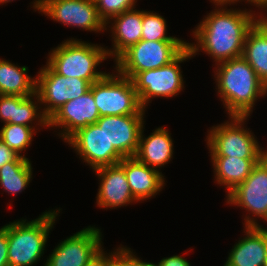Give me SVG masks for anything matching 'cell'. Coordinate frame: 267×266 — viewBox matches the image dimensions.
<instances>
[{"label":"cell","instance_id":"obj_1","mask_svg":"<svg viewBox=\"0 0 267 266\" xmlns=\"http://www.w3.org/2000/svg\"><path fill=\"white\" fill-rule=\"evenodd\" d=\"M216 9L207 13L192 30L196 43H187L192 56L205 52L214 64L242 56L248 31L265 14L252 10L231 8L235 3H213ZM229 4L230 9H227ZM218 6V7H217ZM224 7V8H223ZM253 12V13H252ZM257 15V16H256Z\"/></svg>","mask_w":267,"mask_h":266},{"label":"cell","instance_id":"obj_2","mask_svg":"<svg viewBox=\"0 0 267 266\" xmlns=\"http://www.w3.org/2000/svg\"><path fill=\"white\" fill-rule=\"evenodd\" d=\"M217 66V67H216ZM215 66L216 92L230 116L249 117L260 97L267 96V87L242 57Z\"/></svg>","mask_w":267,"mask_h":266},{"label":"cell","instance_id":"obj_3","mask_svg":"<svg viewBox=\"0 0 267 266\" xmlns=\"http://www.w3.org/2000/svg\"><path fill=\"white\" fill-rule=\"evenodd\" d=\"M61 209L49 210L38 218L20 219L8 224L9 266H33L44 254L48 235Z\"/></svg>","mask_w":267,"mask_h":266},{"label":"cell","instance_id":"obj_4","mask_svg":"<svg viewBox=\"0 0 267 266\" xmlns=\"http://www.w3.org/2000/svg\"><path fill=\"white\" fill-rule=\"evenodd\" d=\"M107 47L71 38L64 40L49 52L47 64L58 74L77 77L91 84L101 80L107 73L98 70L107 60Z\"/></svg>","mask_w":267,"mask_h":266},{"label":"cell","instance_id":"obj_5","mask_svg":"<svg viewBox=\"0 0 267 266\" xmlns=\"http://www.w3.org/2000/svg\"><path fill=\"white\" fill-rule=\"evenodd\" d=\"M247 119L248 117L230 116L228 121L212 126L207 131L205 140L210 156L261 159L267 154V150L259 145L254 133L244 127Z\"/></svg>","mask_w":267,"mask_h":266},{"label":"cell","instance_id":"obj_6","mask_svg":"<svg viewBox=\"0 0 267 266\" xmlns=\"http://www.w3.org/2000/svg\"><path fill=\"white\" fill-rule=\"evenodd\" d=\"M186 41L140 40L116 61L115 71L132 79L138 72L160 68L175 60L186 48Z\"/></svg>","mask_w":267,"mask_h":266},{"label":"cell","instance_id":"obj_7","mask_svg":"<svg viewBox=\"0 0 267 266\" xmlns=\"http://www.w3.org/2000/svg\"><path fill=\"white\" fill-rule=\"evenodd\" d=\"M191 58H193L192 53L187 47L171 63L160 68L138 72L131 79L143 109H147L153 98H172L183 91L185 81L180 64Z\"/></svg>","mask_w":267,"mask_h":266},{"label":"cell","instance_id":"obj_8","mask_svg":"<svg viewBox=\"0 0 267 266\" xmlns=\"http://www.w3.org/2000/svg\"><path fill=\"white\" fill-rule=\"evenodd\" d=\"M114 72L116 74L108 72L101 80L92 83V94L100 117L146 114L132 80Z\"/></svg>","mask_w":267,"mask_h":266},{"label":"cell","instance_id":"obj_9","mask_svg":"<svg viewBox=\"0 0 267 266\" xmlns=\"http://www.w3.org/2000/svg\"><path fill=\"white\" fill-rule=\"evenodd\" d=\"M226 203L249 213L244 218L245 226H263L259 218L267 222V154L254 165L245 181L226 196Z\"/></svg>","mask_w":267,"mask_h":266},{"label":"cell","instance_id":"obj_10","mask_svg":"<svg viewBox=\"0 0 267 266\" xmlns=\"http://www.w3.org/2000/svg\"><path fill=\"white\" fill-rule=\"evenodd\" d=\"M37 73L36 94L48 119L67 101L84 95L91 87L89 81L56 73L47 63Z\"/></svg>","mask_w":267,"mask_h":266},{"label":"cell","instance_id":"obj_11","mask_svg":"<svg viewBox=\"0 0 267 266\" xmlns=\"http://www.w3.org/2000/svg\"><path fill=\"white\" fill-rule=\"evenodd\" d=\"M32 4L34 11L66 26L95 33L107 31L98 15L95 0H34Z\"/></svg>","mask_w":267,"mask_h":266},{"label":"cell","instance_id":"obj_12","mask_svg":"<svg viewBox=\"0 0 267 266\" xmlns=\"http://www.w3.org/2000/svg\"><path fill=\"white\" fill-rule=\"evenodd\" d=\"M93 170L118 164L124 157L109 143L103 130L94 123L80 128L66 141Z\"/></svg>","mask_w":267,"mask_h":266},{"label":"cell","instance_id":"obj_13","mask_svg":"<svg viewBox=\"0 0 267 266\" xmlns=\"http://www.w3.org/2000/svg\"><path fill=\"white\" fill-rule=\"evenodd\" d=\"M102 245L101 230L88 226L61 241L43 266H85Z\"/></svg>","mask_w":267,"mask_h":266},{"label":"cell","instance_id":"obj_14","mask_svg":"<svg viewBox=\"0 0 267 266\" xmlns=\"http://www.w3.org/2000/svg\"><path fill=\"white\" fill-rule=\"evenodd\" d=\"M100 118V113L92 94V84L90 90L84 95L71 101H67L50 118L49 128L57 127L60 130L58 136L63 138L64 142L77 130L94 124Z\"/></svg>","mask_w":267,"mask_h":266},{"label":"cell","instance_id":"obj_15","mask_svg":"<svg viewBox=\"0 0 267 266\" xmlns=\"http://www.w3.org/2000/svg\"><path fill=\"white\" fill-rule=\"evenodd\" d=\"M145 114L110 115L100 117L96 124L104 131L110 144L124 157H134L139 147V137Z\"/></svg>","mask_w":267,"mask_h":266},{"label":"cell","instance_id":"obj_16","mask_svg":"<svg viewBox=\"0 0 267 266\" xmlns=\"http://www.w3.org/2000/svg\"><path fill=\"white\" fill-rule=\"evenodd\" d=\"M100 179L96 204L102 209H115L138 201L134 198L123 170V159L115 165L93 170Z\"/></svg>","mask_w":267,"mask_h":266},{"label":"cell","instance_id":"obj_17","mask_svg":"<svg viewBox=\"0 0 267 266\" xmlns=\"http://www.w3.org/2000/svg\"><path fill=\"white\" fill-rule=\"evenodd\" d=\"M243 227L245 236L234 244L224 266H264L267 253V227Z\"/></svg>","mask_w":267,"mask_h":266},{"label":"cell","instance_id":"obj_18","mask_svg":"<svg viewBox=\"0 0 267 266\" xmlns=\"http://www.w3.org/2000/svg\"><path fill=\"white\" fill-rule=\"evenodd\" d=\"M123 170L134 198L146 201L164 188L165 176L159 170L140 162L135 156L123 158Z\"/></svg>","mask_w":267,"mask_h":266},{"label":"cell","instance_id":"obj_19","mask_svg":"<svg viewBox=\"0 0 267 266\" xmlns=\"http://www.w3.org/2000/svg\"><path fill=\"white\" fill-rule=\"evenodd\" d=\"M109 24L112 26H108ZM106 26L111 29L113 39V48H106V52L108 57L116 61L127 49L141 40L142 10L132 9L120 13L112 17Z\"/></svg>","mask_w":267,"mask_h":266},{"label":"cell","instance_id":"obj_20","mask_svg":"<svg viewBox=\"0 0 267 266\" xmlns=\"http://www.w3.org/2000/svg\"><path fill=\"white\" fill-rule=\"evenodd\" d=\"M144 127L143 125L135 157L147 166L160 171V168L173 158L174 145L171 133L164 126L156 128L148 137H145Z\"/></svg>","mask_w":267,"mask_h":266},{"label":"cell","instance_id":"obj_21","mask_svg":"<svg viewBox=\"0 0 267 266\" xmlns=\"http://www.w3.org/2000/svg\"><path fill=\"white\" fill-rule=\"evenodd\" d=\"M267 13L248 31L242 57L267 87Z\"/></svg>","mask_w":267,"mask_h":266},{"label":"cell","instance_id":"obj_22","mask_svg":"<svg viewBox=\"0 0 267 266\" xmlns=\"http://www.w3.org/2000/svg\"><path fill=\"white\" fill-rule=\"evenodd\" d=\"M214 179L225 187L226 196L250 175L252 168L260 159H242L230 156H211Z\"/></svg>","mask_w":267,"mask_h":266},{"label":"cell","instance_id":"obj_23","mask_svg":"<svg viewBox=\"0 0 267 266\" xmlns=\"http://www.w3.org/2000/svg\"><path fill=\"white\" fill-rule=\"evenodd\" d=\"M36 93V78L28 75L27 66L0 59V94L32 96Z\"/></svg>","mask_w":267,"mask_h":266},{"label":"cell","instance_id":"obj_24","mask_svg":"<svg viewBox=\"0 0 267 266\" xmlns=\"http://www.w3.org/2000/svg\"><path fill=\"white\" fill-rule=\"evenodd\" d=\"M31 162H9L0 168V186L6 193L17 194L24 191L32 178Z\"/></svg>","mask_w":267,"mask_h":266},{"label":"cell","instance_id":"obj_25","mask_svg":"<svg viewBox=\"0 0 267 266\" xmlns=\"http://www.w3.org/2000/svg\"><path fill=\"white\" fill-rule=\"evenodd\" d=\"M35 98V99H34ZM36 100V101H35ZM39 104V105H38ZM40 109V110H39ZM48 127L49 119L44 115L38 95L24 96L15 106L12 124H20L29 127ZM31 124V125H30Z\"/></svg>","mask_w":267,"mask_h":266},{"label":"cell","instance_id":"obj_26","mask_svg":"<svg viewBox=\"0 0 267 266\" xmlns=\"http://www.w3.org/2000/svg\"><path fill=\"white\" fill-rule=\"evenodd\" d=\"M34 134H37L35 127L6 123L0 130V139L18 155L26 157L22 151L30 146Z\"/></svg>","mask_w":267,"mask_h":266},{"label":"cell","instance_id":"obj_27","mask_svg":"<svg viewBox=\"0 0 267 266\" xmlns=\"http://www.w3.org/2000/svg\"><path fill=\"white\" fill-rule=\"evenodd\" d=\"M163 16L152 11L142 10V36L141 40L148 41H184L167 35V24Z\"/></svg>","mask_w":267,"mask_h":266},{"label":"cell","instance_id":"obj_28","mask_svg":"<svg viewBox=\"0 0 267 266\" xmlns=\"http://www.w3.org/2000/svg\"><path fill=\"white\" fill-rule=\"evenodd\" d=\"M137 0H95L99 17L106 24L112 17L136 8Z\"/></svg>","mask_w":267,"mask_h":266},{"label":"cell","instance_id":"obj_29","mask_svg":"<svg viewBox=\"0 0 267 266\" xmlns=\"http://www.w3.org/2000/svg\"><path fill=\"white\" fill-rule=\"evenodd\" d=\"M113 266H154L152 262H144L134 255L131 248L119 246L113 251Z\"/></svg>","mask_w":267,"mask_h":266},{"label":"cell","instance_id":"obj_30","mask_svg":"<svg viewBox=\"0 0 267 266\" xmlns=\"http://www.w3.org/2000/svg\"><path fill=\"white\" fill-rule=\"evenodd\" d=\"M17 95L0 94V120L6 124L11 123L14 118L15 106L22 99Z\"/></svg>","mask_w":267,"mask_h":266},{"label":"cell","instance_id":"obj_31","mask_svg":"<svg viewBox=\"0 0 267 266\" xmlns=\"http://www.w3.org/2000/svg\"><path fill=\"white\" fill-rule=\"evenodd\" d=\"M9 162H31L27 157L18 155L0 139V168Z\"/></svg>","mask_w":267,"mask_h":266},{"label":"cell","instance_id":"obj_32","mask_svg":"<svg viewBox=\"0 0 267 266\" xmlns=\"http://www.w3.org/2000/svg\"><path fill=\"white\" fill-rule=\"evenodd\" d=\"M85 266H113V251L106 253L102 247Z\"/></svg>","mask_w":267,"mask_h":266},{"label":"cell","instance_id":"obj_33","mask_svg":"<svg viewBox=\"0 0 267 266\" xmlns=\"http://www.w3.org/2000/svg\"><path fill=\"white\" fill-rule=\"evenodd\" d=\"M0 266H9L8 261V224L0 228Z\"/></svg>","mask_w":267,"mask_h":266},{"label":"cell","instance_id":"obj_34","mask_svg":"<svg viewBox=\"0 0 267 266\" xmlns=\"http://www.w3.org/2000/svg\"><path fill=\"white\" fill-rule=\"evenodd\" d=\"M154 266H191V264L181 255H173L170 257H165L158 262V264L153 263Z\"/></svg>","mask_w":267,"mask_h":266},{"label":"cell","instance_id":"obj_35","mask_svg":"<svg viewBox=\"0 0 267 266\" xmlns=\"http://www.w3.org/2000/svg\"><path fill=\"white\" fill-rule=\"evenodd\" d=\"M244 0H236V3H240ZM247 1V3L251 4V6H256L259 9L261 8V10L266 11L267 12V0H245V2Z\"/></svg>","mask_w":267,"mask_h":266},{"label":"cell","instance_id":"obj_36","mask_svg":"<svg viewBox=\"0 0 267 266\" xmlns=\"http://www.w3.org/2000/svg\"><path fill=\"white\" fill-rule=\"evenodd\" d=\"M211 3L227 2V3H236V0H210Z\"/></svg>","mask_w":267,"mask_h":266},{"label":"cell","instance_id":"obj_37","mask_svg":"<svg viewBox=\"0 0 267 266\" xmlns=\"http://www.w3.org/2000/svg\"><path fill=\"white\" fill-rule=\"evenodd\" d=\"M11 1H14V0H0V4H7L8 2H11Z\"/></svg>","mask_w":267,"mask_h":266},{"label":"cell","instance_id":"obj_38","mask_svg":"<svg viewBox=\"0 0 267 266\" xmlns=\"http://www.w3.org/2000/svg\"><path fill=\"white\" fill-rule=\"evenodd\" d=\"M264 266H267V253H266V259H265Z\"/></svg>","mask_w":267,"mask_h":266}]
</instances>
